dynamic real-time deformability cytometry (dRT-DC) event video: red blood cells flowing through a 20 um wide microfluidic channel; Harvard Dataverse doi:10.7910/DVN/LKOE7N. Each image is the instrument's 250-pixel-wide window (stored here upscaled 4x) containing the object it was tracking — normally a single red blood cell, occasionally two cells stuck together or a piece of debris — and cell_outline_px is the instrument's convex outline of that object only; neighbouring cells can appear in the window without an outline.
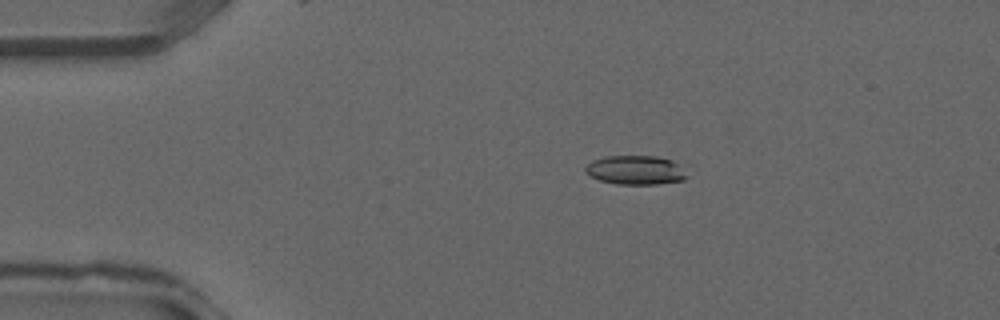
{"species": "common noctule bat (a hibernating species)", "species_latin": "Nyctalus noctula", "temperature_condition": "warm", "stored_images_in_passage": 32, "camera_frame_rate_fps": 3000, "um_per_image_px": 0.085, "animal": {"sex": "male", "forearm_length_mm": 52.5}, "frame": {"image": 1, "passage_image": 2, "time_ms": 0.333, "image_size_px": [1000, 320], "cell_outline_px": [[688, 176], [684, 180], [656, 184], [616, 184], [600, 180], [584, 172], [584, 168], [592, 160], [604, 156], [656, 156], [672, 160], [680, 164]], "centroid_in_image_um": [54.03, 14.45], "position_along_channel_um": 31.0, "area_um2": 17.28}}
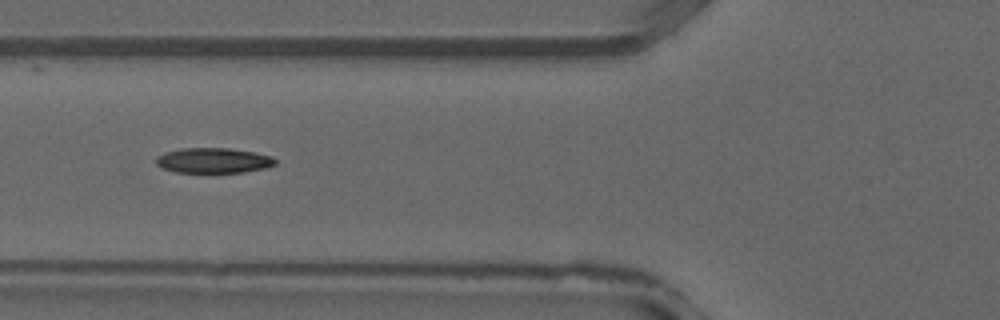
{"frame": {"image": 2, "passage_image": 9, "time_ms": 2.667, "image_size_px": [1000, 320], "cell_outline_px": [[276, 164], [264, 168], [244, 172], [212, 176], [176, 172], [160, 168], [156, 164], [156, 156], [164, 152], [184, 148], [228, 148], [256, 152], [272, 156], [276, 160]], "centroid_in_image_um": [18.11, 13.69], "position_along_channel_um": 107.7, "area_um2": 18.55}}
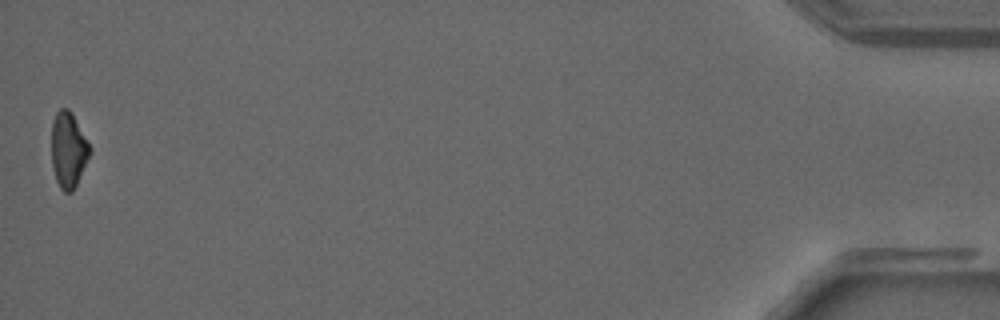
{"frame": {"image": 3, "passage_image": 32, "time_ms": 10.333, "image_size_px": [1000, 320], "cell_outline_px": [[92, 152], [72, 192], [64, 192], [60, 188], [56, 180], [52, 168], [52, 120], [56, 112], [60, 108], [68, 108], [72, 112], [92, 148]], "centroid_in_image_um": [5.82, 12.72], "position_along_channel_um": 429.4, "area_um2": 17.05}}